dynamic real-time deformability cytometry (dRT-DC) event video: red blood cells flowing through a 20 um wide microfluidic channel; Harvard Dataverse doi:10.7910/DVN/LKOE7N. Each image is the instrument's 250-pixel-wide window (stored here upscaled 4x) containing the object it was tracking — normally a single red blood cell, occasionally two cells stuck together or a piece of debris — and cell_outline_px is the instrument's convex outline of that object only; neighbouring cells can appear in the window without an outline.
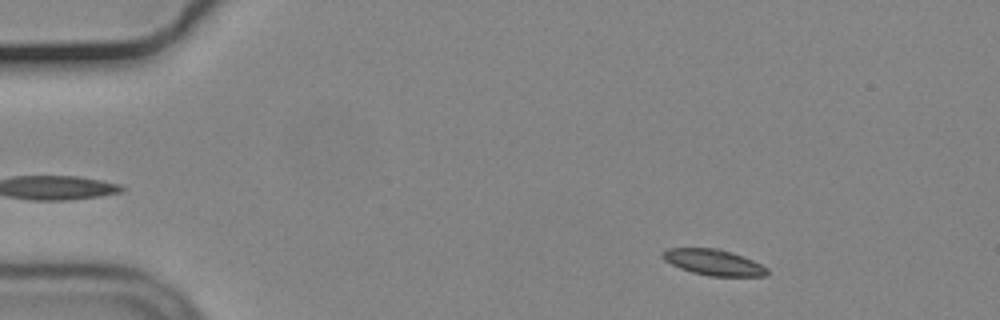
{"species": "common noctule bat (a hibernating species)", "species_latin": "Nyctalus noctula", "temperature_condition": "cold", "stored_images_in_passage": 54, "camera_frame_rate_fps": 3000, "um_per_image_px": 0.085, "animal": {"sex": "male", "body_mass_g": 19.2, "forearm_length_mm": 51.8}, "frame": {"image": 1, "passage_image": 6, "time_ms": 1.667, "image_size_px": [1000, 320], "cell_outline_px": [[768, 272], [764, 276], [708, 276], [692, 272], [680, 268], [664, 260], [660, 256], [660, 252], [668, 248], [720, 248], [744, 256], [768, 268]], "centroid_in_image_um": [60.62, 22.28], "position_along_channel_um": 24.4, "area_um2": 15.9}}
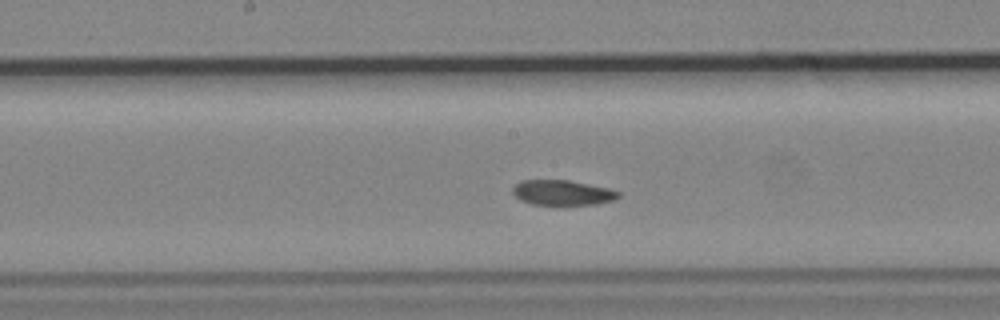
{"frame": {"image": 2, "passage_image": 27, "time_ms": 8.667, "image_size_px": [1000, 320], "cell_outline_px": [[620, 196], [616, 200], [596, 204], [532, 204], [520, 200], [512, 192], [512, 188], [520, 180], [568, 180], [608, 188], [620, 192]], "centroid_in_image_um": [47.81, 16.37], "position_along_channel_um": 200.4, "area_um2": 15.37}}
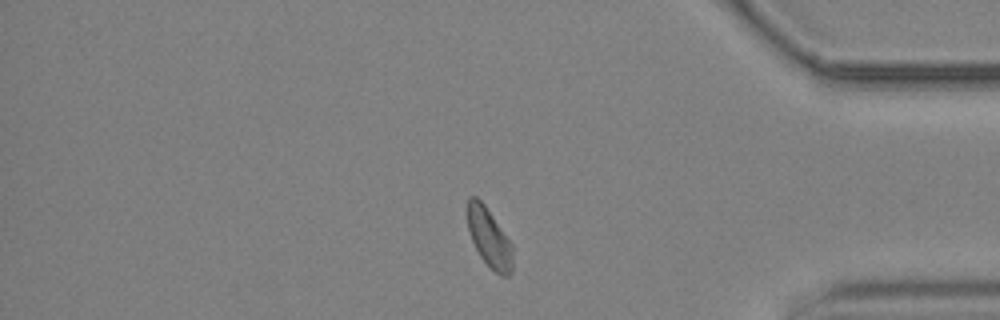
{"frame": {"image": 3, "passage_image": 45, "time_ms": 14.667, "image_size_px": [1000, 320], "cell_outline_px": [[512, 272], [508, 276], [500, 276], [480, 256], [472, 240], [468, 228], [468, 196], [476, 196], [484, 204], [512, 244]], "centroid_in_image_um": [41.59, 20.21], "position_along_channel_um": 393.6, "area_um2": 15.2}, "authors_computed_cell_mechanics": {"area_um2": 16.1551, "velocity_mm_per_s": 3.661, "shape_relaxation_time_tau1_ms": 6.9351, "shape_relaxation_time_tau2_ms": 6.781, "deformation_change_tau1": 0.1056, "deformation_change_tau2": 0.1013}}